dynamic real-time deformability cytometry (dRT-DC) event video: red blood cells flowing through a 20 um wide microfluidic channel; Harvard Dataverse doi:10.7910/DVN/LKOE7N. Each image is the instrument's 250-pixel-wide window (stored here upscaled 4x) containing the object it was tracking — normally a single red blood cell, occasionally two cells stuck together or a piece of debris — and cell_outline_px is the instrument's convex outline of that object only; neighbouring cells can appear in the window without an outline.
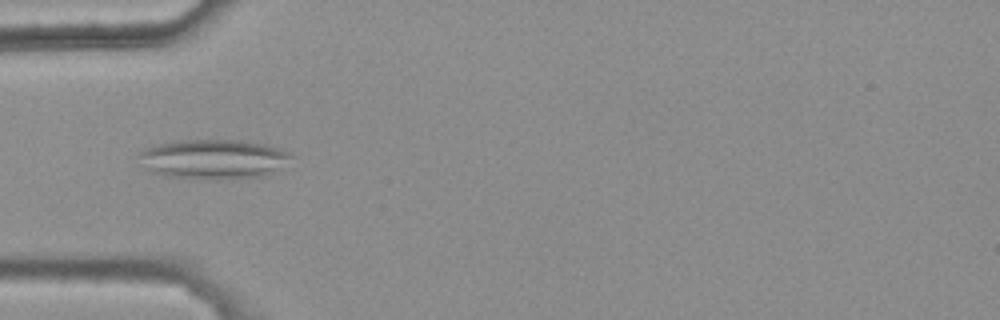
{"species": "common noctule bat (a hibernating species)", "species_latin": "Nyctalus noctula", "temperature_condition": "warm", "stored_images_in_passage": 34, "segment_of_instrument_passage": [1, 2], "camera_frame_rate_fps": 3000, "um_per_image_px": 0.085, "animal": {"sex": "female", "body_mass_g": 25.1}, "frame": {"image": 1, "passage_image": 4, "time_ms": 1.0, "image_size_px": [1000, 320], "cell_outline_px": [[296, 156], [264, 176], [220, 180], [216, 180], [172, 176], [152, 172], [144, 168], [140, 152], [144, 148], [176, 140], [240, 140], [284, 148], [292, 152]], "centroid_in_image_um": [18.2, 13.52], "position_along_channel_um": 66.8, "area_um2": 35.08}}